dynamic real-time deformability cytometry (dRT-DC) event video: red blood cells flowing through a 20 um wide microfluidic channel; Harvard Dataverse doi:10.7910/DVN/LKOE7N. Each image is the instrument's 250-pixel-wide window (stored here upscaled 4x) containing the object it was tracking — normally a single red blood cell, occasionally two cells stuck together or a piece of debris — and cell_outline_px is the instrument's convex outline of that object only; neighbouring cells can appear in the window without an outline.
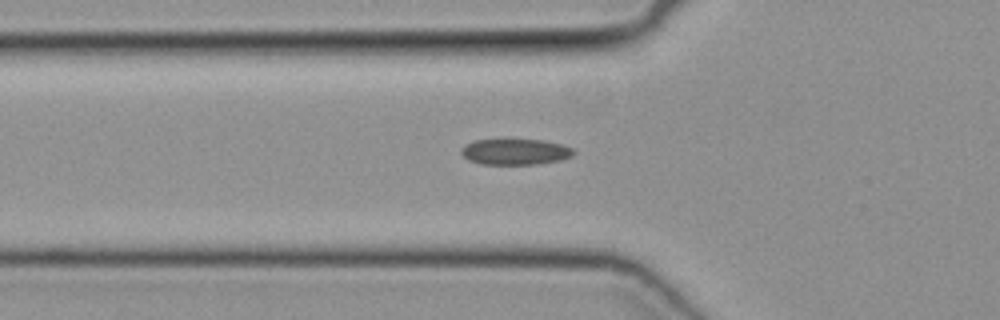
{"species": "common noctule bat (a hibernating species)", "species_latin": "Nyctalus noctula", "temperature_condition": "cold", "stored_images_in_passage": 34, "camera_frame_rate_fps": 3000, "um_per_image_px": 0.085, "animal": {"sex": "female", "body_mass_g": 19.3, "forearm_length_mm": 54.1}, "frame": {"image": 1, "passage_image": 2, "time_ms": 0.333, "image_size_px": [1000, 320], "cell_outline_px": [[576, 152], [572, 156], [560, 160], [536, 164], [480, 164], [468, 160], [460, 152], [460, 148], [464, 144], [476, 140], [544, 140], [564, 144], [572, 148]], "centroid_in_image_um": [43.8, 12.9], "position_along_channel_um": 82.0, "area_um2": 17.05}}
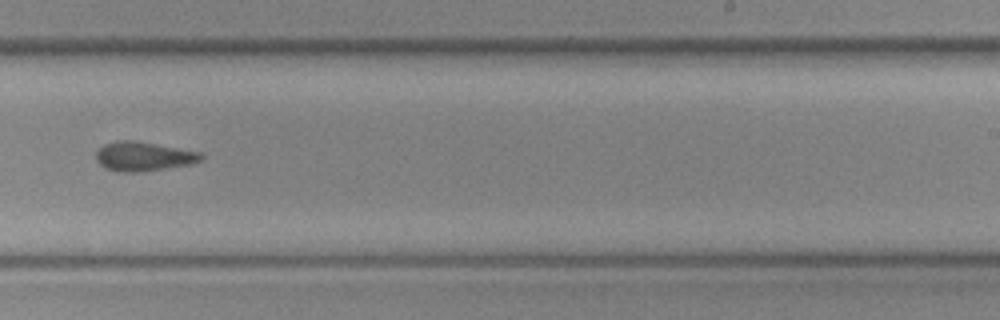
{"frame": {"image": 2, "passage_image": 16, "time_ms": 5.0, "image_size_px": [1000, 320], "cell_outline_px": [[204, 156], [200, 160], [192, 164], [140, 172], [124, 172], [108, 168], [100, 164], [96, 160], [96, 152], [104, 144], [116, 140], [136, 140], [200, 152]], "centroid_in_image_um": [12.2, 13.28], "position_along_channel_um": 276.8, "area_um2": 17.8}}
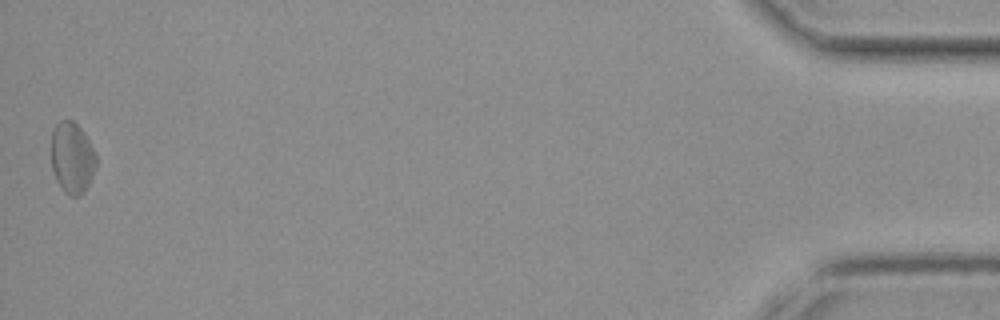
{"frame": {"image": 3, "passage_image": 34, "time_ms": 11.0, "image_size_px": [1000, 320], "cell_outline_px": [[96, 164], [92, 176], [88, 184], [80, 196], [68, 196], [64, 192], [56, 180], [52, 168], [52, 132], [56, 124], [60, 120], [72, 120], [80, 128], [88, 140], [96, 156]], "centroid_in_image_um": [6.11, 13.43], "position_along_channel_um": 429.1, "area_um2": 18.38}}